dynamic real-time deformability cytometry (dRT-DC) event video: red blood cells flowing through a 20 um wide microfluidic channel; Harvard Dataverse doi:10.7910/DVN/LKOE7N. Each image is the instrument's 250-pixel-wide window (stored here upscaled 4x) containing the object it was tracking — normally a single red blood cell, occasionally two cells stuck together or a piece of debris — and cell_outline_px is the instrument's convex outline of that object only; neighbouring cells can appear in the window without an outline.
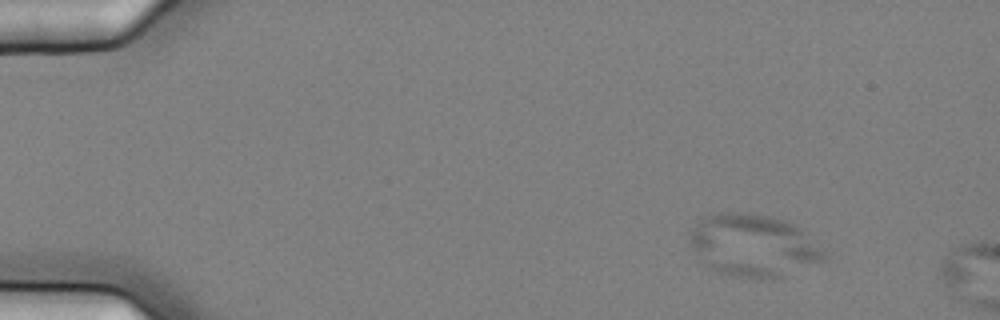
{"species": "common noctule bat (a hibernating species)", "species_latin": "Nyctalus noctula", "temperature_condition": "cold", "stored_images_in_passage": 3, "camera_frame_rate_fps": 3000, "um_per_image_px": 0.085, "animal": {"sex": "female", "body_mass_g": 25.1}, "frame": {"image": 1, "passage_image": 1, "time_ms": 0.0, "image_size_px": [1000, 320], "cell_outline_px": [[828, 260], [780, 276], [736, 276], [716, 272], [692, 248], [688, 240], [688, 232], [700, 216], [720, 212], [748, 212], [772, 216], [784, 220], [800, 228], [828, 256]], "centroid_in_image_um": [63.99, 20.8], "position_along_channel_um": 21.0, "area_um2": 48.32}}